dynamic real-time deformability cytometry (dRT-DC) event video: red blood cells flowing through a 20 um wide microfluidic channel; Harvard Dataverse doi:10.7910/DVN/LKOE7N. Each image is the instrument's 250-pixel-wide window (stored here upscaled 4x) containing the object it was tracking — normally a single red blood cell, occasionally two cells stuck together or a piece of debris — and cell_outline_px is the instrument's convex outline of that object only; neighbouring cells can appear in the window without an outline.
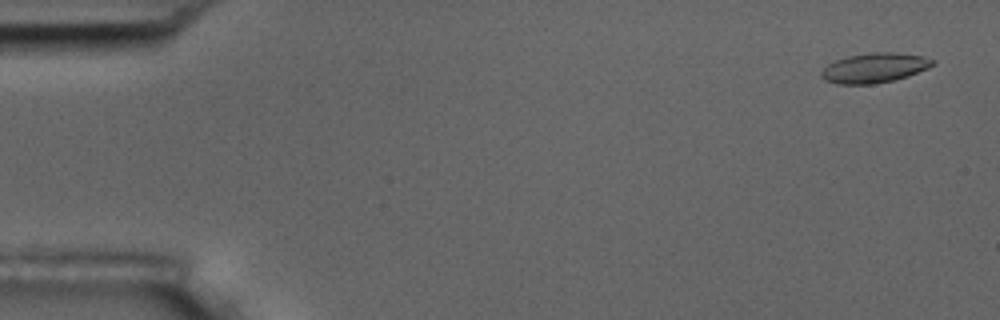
{"species": "common noctule bat (a hibernating species)", "species_latin": "Nyctalus noctula", "temperature_condition": "room temperature", "stored_images_in_passage": 57, "camera_frame_rate_fps": 3000, "um_per_image_px": 0.085, "animal": {"sex": "male", "body_mass_g": 17.5, "forearm_length_mm": 52.3}, "frame": {"image": 1, "passage_image": 3, "time_ms": 0.667, "image_size_px": [1000, 320], "cell_outline_px": [[936, 64], [928, 68], [908, 76], [892, 80], [872, 84], [836, 84], [824, 80], [820, 76], [820, 72], [828, 64], [836, 60], [848, 56], [872, 52], [892, 52], [920, 56], [936, 60]], "centroid_in_image_um": [74.31, 5.77], "position_along_channel_um": 10.7, "area_um2": 19.25}}
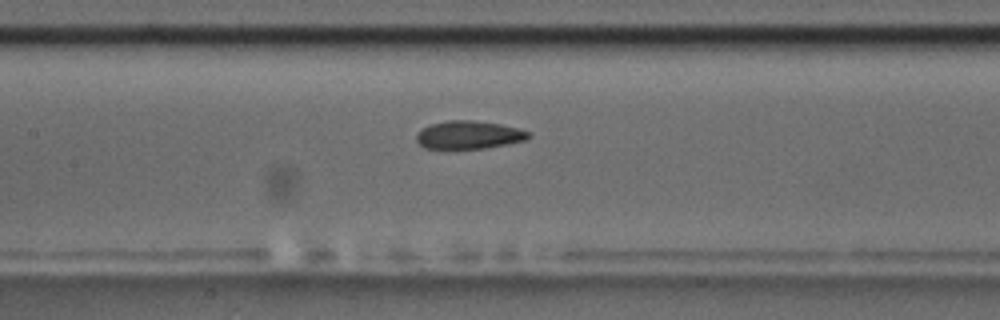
{"frame": {"image": 2, "passage_image": 27, "time_ms": 8.667, "image_size_px": [1000, 320], "cell_outline_px": [[532, 136], [528, 140], [484, 148], [424, 148], [416, 140], [416, 132], [420, 128], [428, 124], [448, 120], [472, 120], [500, 124], [520, 128], [528, 132]], "centroid_in_image_um": [39.83, 11.45], "position_along_channel_um": 167.6, "area_um2": 18.5}}
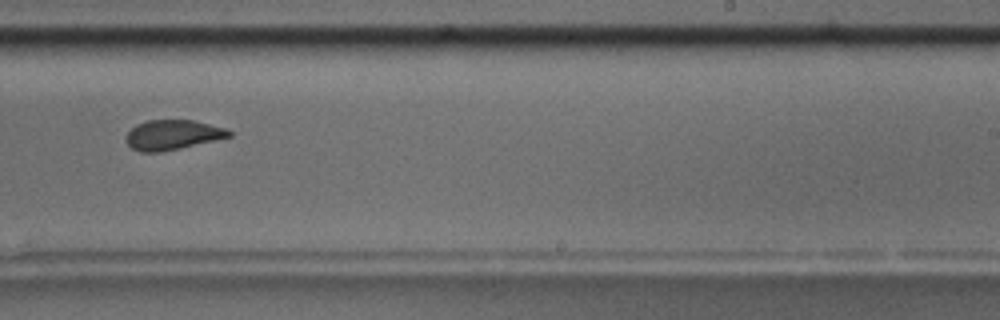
{"frame": {"image": 3, "passage_image": 36, "time_ms": 11.667, "image_size_px": [1000, 320], "cell_outline_px": [[232, 136], [180, 148], [160, 152], [140, 152], [132, 148], [124, 140], [124, 136], [136, 124], [148, 120], [192, 120], [228, 128], [232, 132]], "centroid_in_image_um": [14.66, 11.46], "position_along_channel_um": 274.3, "area_um2": 17.98}, "authors_computed_cell_mechanics": {"area_um2": 19.1318, "velocity_mm_per_s": 3.5716, "shape_relaxation_time_tau1_ms": null, "shape_relaxation_time_tau2_ms": 2.0333, "deformation_change_tau1": null, "deformation_change_tau2": 0.0893}}